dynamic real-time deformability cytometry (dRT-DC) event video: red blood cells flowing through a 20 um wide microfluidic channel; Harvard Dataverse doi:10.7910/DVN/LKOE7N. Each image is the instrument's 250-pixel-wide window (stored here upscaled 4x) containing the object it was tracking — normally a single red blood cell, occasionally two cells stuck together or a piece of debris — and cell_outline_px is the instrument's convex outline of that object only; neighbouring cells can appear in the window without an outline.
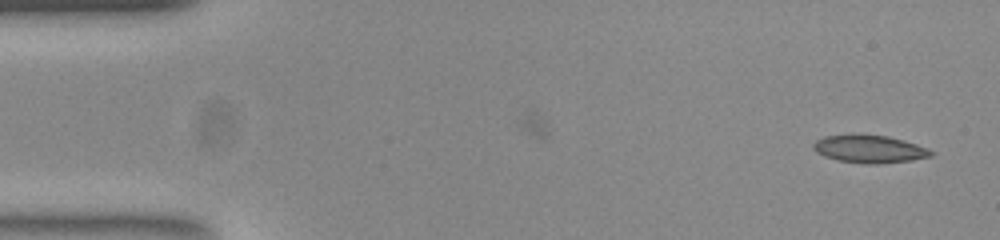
{"species": "common noctule bat (a hibernating species)", "species_latin": "Nyctalus noctula", "temperature_condition": "room temperature", "stored_images_in_passage": 37, "camera_frame_rate_fps": 3000, "um_per_image_px": 0.085, "animal": {"sex": "female", "body_mass_g": 23.0, "forearm_length_mm": 53.4}, "frame": {"image": 1, "passage_image": 1, "time_ms": 0.0, "image_size_px": [1000, 240], "cell_outline_px": [[936, 152], [932, 156], [912, 160], [880, 164], [864, 164], [836, 160], [824, 156], [816, 152], [812, 148], [812, 144], [816, 140], [824, 136], [888, 136], [904, 140], [928, 148]], "centroid_in_image_um": [73.93, 12.7], "position_along_channel_um": 11.1, "area_um2": 18.84}}
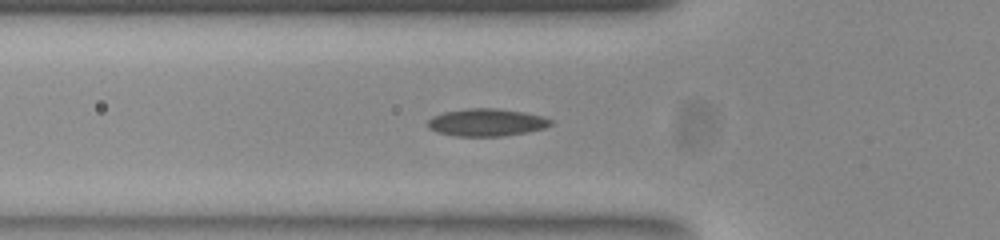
{"frame": {"image": 2, "passage_image": 16, "time_ms": 5.0, "image_size_px": [1000, 240], "cell_outline_px": [[552, 124], [544, 128], [528, 132], [500, 136], [456, 136], [436, 132], [428, 128], [428, 120], [432, 116], [444, 112], [468, 108], [496, 108], [524, 112], [544, 116], [552, 120]], "centroid_in_image_um": [41.35, 10.4], "position_along_channel_um": 84.4, "area_um2": 19.77}}
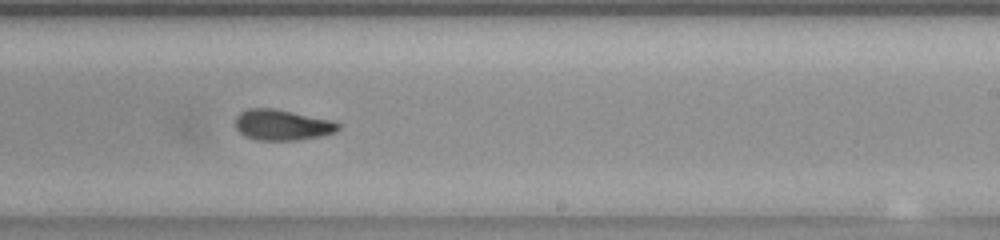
{"frame": {"image": 3, "passage_image": 30, "time_ms": 9.667, "image_size_px": [1000, 240], "cell_outline_px": [[340, 128], [336, 132], [320, 136], [296, 140], [256, 140], [244, 136], [236, 128], [236, 116], [240, 112], [248, 108], [276, 108], [336, 120], [340, 124]], "centroid_in_image_um": [24.02, 10.6], "position_along_channel_um": 265.0, "area_um2": 18.79}}